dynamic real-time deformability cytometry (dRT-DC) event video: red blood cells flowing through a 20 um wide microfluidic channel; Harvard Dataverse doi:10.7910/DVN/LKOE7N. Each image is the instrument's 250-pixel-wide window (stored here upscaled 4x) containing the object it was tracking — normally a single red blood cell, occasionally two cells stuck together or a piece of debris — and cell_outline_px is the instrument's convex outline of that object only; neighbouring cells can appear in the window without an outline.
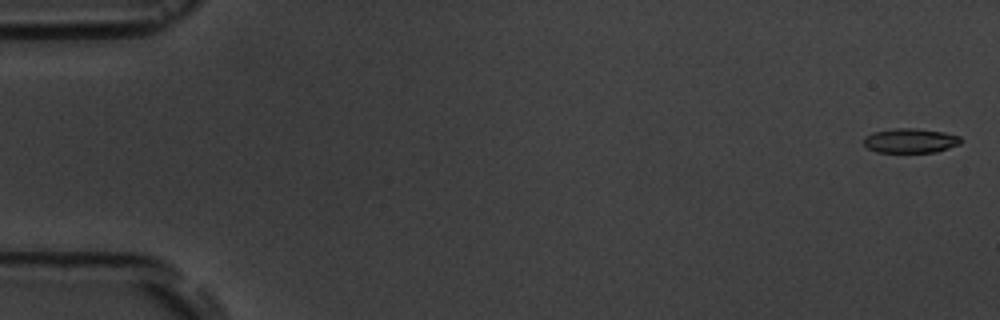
{"species": "common noctule bat (a hibernating species)", "species_latin": "Nyctalus noctula", "temperature_condition": "room temperature", "stored_images_in_passage": 7, "camera_frame_rate_fps": 3000, "um_per_image_px": 0.085, "animal": {"sex": "male", "body_mass_g": 19.5, "forearm_length_mm": 54.6}, "frame": {"image": 1, "passage_image": 1, "time_ms": 0.0, "image_size_px": [1000, 320], "cell_outline_px": [[964, 140], [960, 144], [936, 152], [876, 152], [868, 148], [864, 144], [864, 136], [872, 132], [896, 128], [912, 128], [944, 132], [960, 136]], "centroid_in_image_um": [77.39, 11.95], "position_along_channel_um": 7.6, "area_um2": 13.93}}
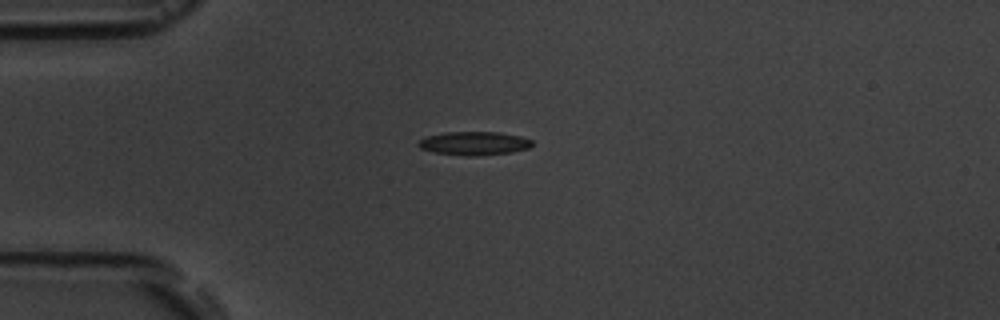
{"frame": {"image": 2, "passage_image": 5, "time_ms": 4.333, "image_size_px": [1000, 320], "cell_outline_px": [[532, 144], [528, 148], [512, 152], [476, 156], [468, 156], [436, 152], [420, 148], [416, 144], [420, 140], [428, 136], [444, 132], [500, 132], [520, 136], [532, 140]], "centroid_in_image_um": [40.31, 12.18], "position_along_channel_um": 44.7, "area_um2": 15.49}}
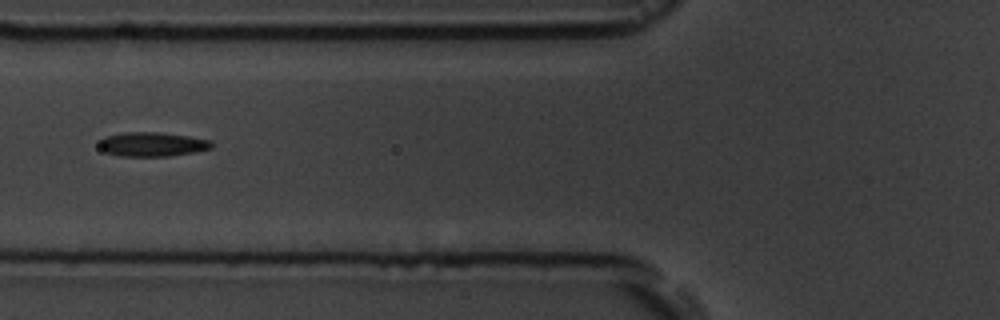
{"frame": {"image": 3, "passage_image": 7, "time_ms": 6.667, "image_size_px": [1000, 320], "cell_outline_px": [[212, 148], [192, 152], [168, 156], [120, 156], [104, 152], [100, 148], [100, 140], [104, 136], [124, 132], [156, 132], [188, 136], [212, 140]], "centroid_in_image_um": [12.91, 12.26], "position_along_channel_um": 112.9, "area_um2": 15.84}}